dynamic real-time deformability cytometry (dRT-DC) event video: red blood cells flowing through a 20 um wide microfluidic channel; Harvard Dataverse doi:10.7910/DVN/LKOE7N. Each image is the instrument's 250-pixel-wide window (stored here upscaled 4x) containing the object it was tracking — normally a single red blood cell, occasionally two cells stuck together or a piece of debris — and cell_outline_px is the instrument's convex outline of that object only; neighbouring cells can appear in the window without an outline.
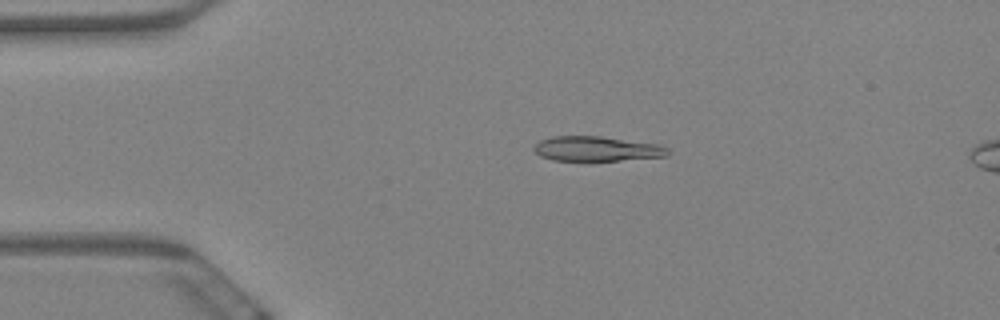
{"species": "Egyptian fruit bat (a non-hibernating species)", "species_latin": "Rousettus aegyptiacus", "temperature_condition": "warm", "stored_images_in_passage": 59, "camera_frame_rate_fps": 3000, "um_per_image_px": 0.085, "animal": {"sex": "female"}, "frame": {"image": 1, "passage_image": 12, "time_ms": 3.667, "image_size_px": [1000, 320], "cell_outline_px": [[668, 156], [620, 160], [552, 160], [540, 156], [532, 148], [540, 140], [552, 136], [600, 136], [660, 144], [668, 148]], "centroid_in_image_um": [50.72, 12.64], "position_along_channel_um": 34.3, "area_um2": 19.31}}
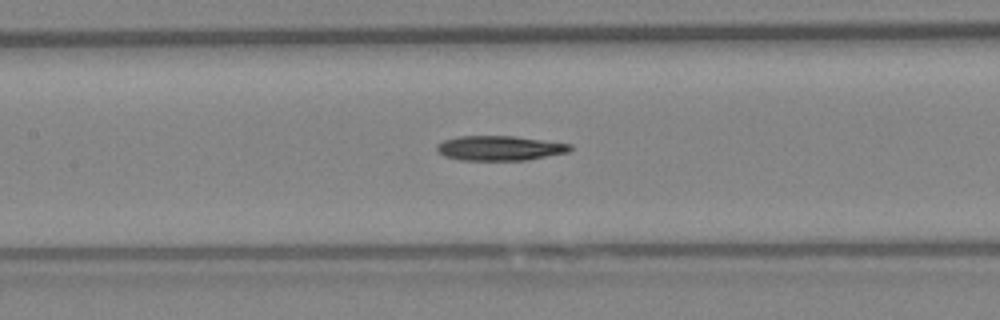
{"frame": {"image": 2, "passage_image": 27, "time_ms": 8.667, "image_size_px": [1000, 320], "cell_outline_px": [[572, 148], [568, 152], [528, 160], [460, 160], [444, 156], [436, 148], [436, 144], [444, 140], [460, 136], [516, 136], [572, 144]], "centroid_in_image_um": [42.49, 12.59], "position_along_channel_um": 164.9, "area_um2": 19.25}}
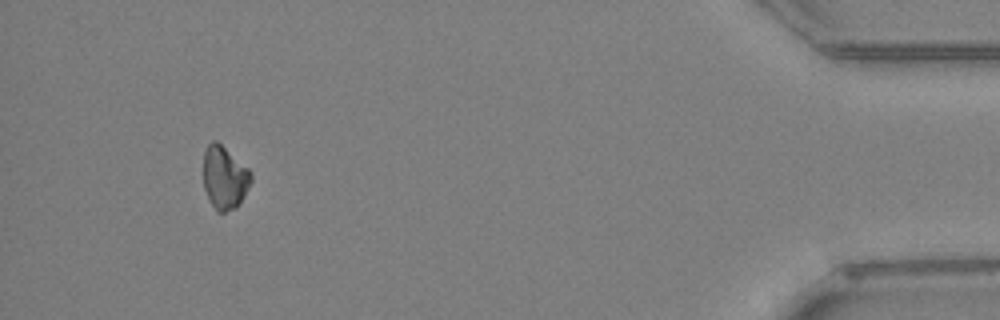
{"frame": {"image": 3, "passage_image": 55, "time_ms": 18.0, "image_size_px": [1000, 320], "cell_outline_px": [[252, 180], [244, 196], [236, 208], [224, 212], [216, 212], [208, 200], [204, 188], [204, 152], [208, 144], [212, 140], [216, 140], [248, 168], [252, 172]], "centroid_in_image_um": [19.08, 15.12], "position_along_channel_um": 416.1, "area_um2": 17.57}}